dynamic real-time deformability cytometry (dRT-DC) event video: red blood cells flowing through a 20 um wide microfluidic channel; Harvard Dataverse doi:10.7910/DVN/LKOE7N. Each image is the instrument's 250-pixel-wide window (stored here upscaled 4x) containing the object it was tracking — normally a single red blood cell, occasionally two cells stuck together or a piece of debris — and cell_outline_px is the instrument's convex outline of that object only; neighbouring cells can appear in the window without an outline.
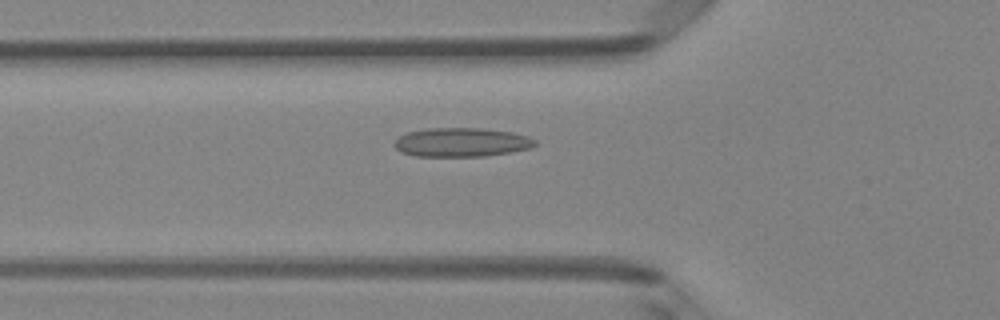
{"species": "Egyptian fruit bat (a non-hibernating species)", "species_latin": "Rousettus aegyptiacus", "temperature_condition": "room temperature", "stored_images_in_passage": 49, "camera_frame_rate_fps": 3000, "um_per_image_px": 0.085, "animal": {"sex": "female"}, "frame": {"image": 1, "passage_image": 17, "time_ms": 5.333, "image_size_px": [1000, 320], "cell_outline_px": [[536, 144], [528, 148], [508, 152], [484, 156], [416, 156], [400, 152], [392, 144], [400, 136], [408, 132], [428, 128], [480, 128], [512, 132], [528, 136], [536, 140]], "centroid_in_image_um": [39.2, 12.09], "position_along_channel_um": 86.6, "area_um2": 23.58}}
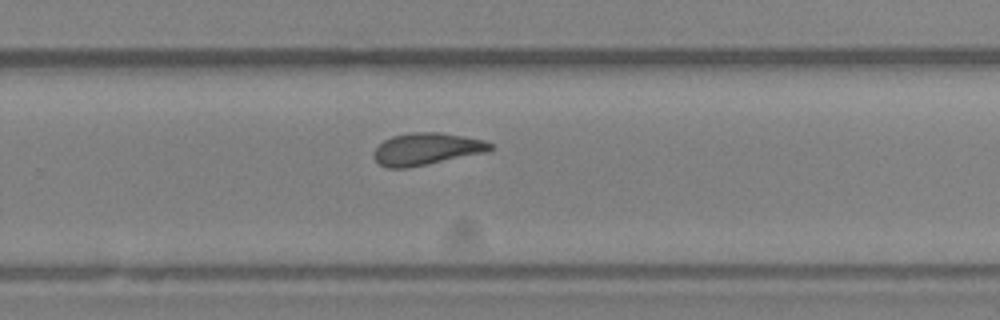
{"frame": {"image": 2, "passage_image": 32, "time_ms": 10.333, "image_size_px": [1000, 320], "cell_outline_px": [[492, 148], [488, 152], [408, 168], [388, 168], [380, 164], [372, 156], [376, 148], [384, 140], [392, 136], [412, 132], [440, 132], [464, 136], [484, 140], [492, 144]], "centroid_in_image_um": [36.26, 12.66], "position_along_channel_um": 293.5, "area_um2": 21.79}}
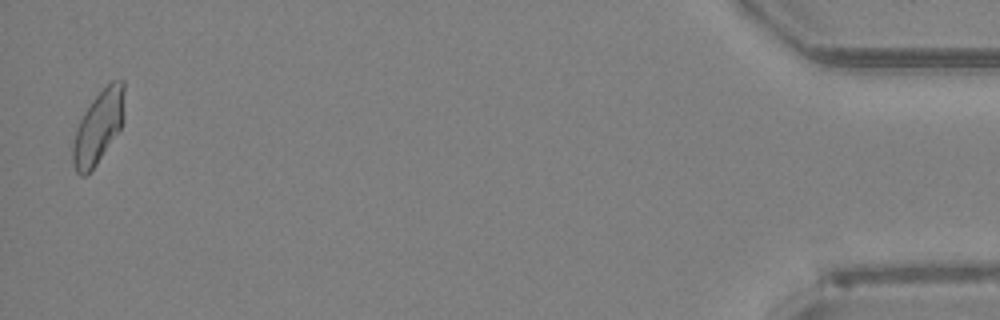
{"frame": {"image": 3, "passage_image": 48, "time_ms": 15.667, "image_size_px": [1000, 320], "cell_outline_px": [[124, 120], [120, 128], [96, 164], [84, 176], [80, 176], [76, 172], [72, 164], [72, 144], [76, 128], [84, 112], [92, 100], [112, 80], [124, 80]], "centroid_in_image_um": [8.35, 10.79], "position_along_channel_um": 426.9, "area_um2": 21.68}, "authors_computed_cell_mechanics": {"area_um2": 21.675, "velocity_mm_per_s": 4.1523, "shape_relaxation_time_tau1_ms": null, "shape_relaxation_time_tau2_ms": 2.4593, "deformation_change_tau1": null, "deformation_change_tau2": 0.0859}}